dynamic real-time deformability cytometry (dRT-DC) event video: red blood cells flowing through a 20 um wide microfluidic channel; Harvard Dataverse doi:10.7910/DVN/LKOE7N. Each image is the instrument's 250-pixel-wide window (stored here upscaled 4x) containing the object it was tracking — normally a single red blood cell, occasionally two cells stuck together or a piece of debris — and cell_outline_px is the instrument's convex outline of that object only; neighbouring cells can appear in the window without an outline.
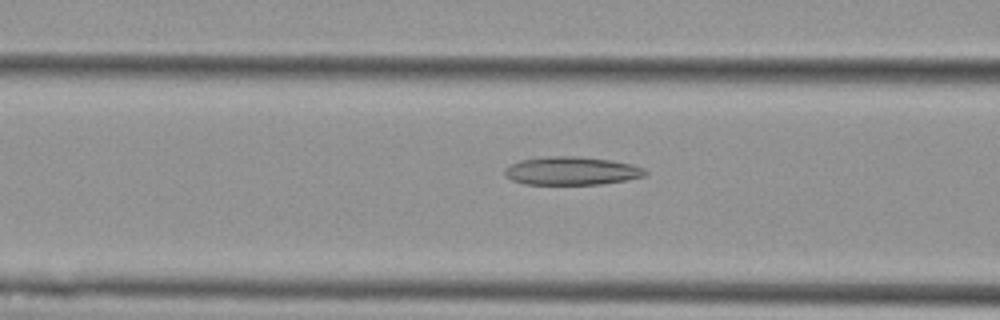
{"species": "Egyptian fruit bat (a non-hibernating species)", "species_latin": "Rousettus aegyptiacus", "temperature_condition": "cold", "stored_images_in_passage": 53, "camera_frame_rate_fps": 3000, "um_per_image_px": 0.085, "animal": {"sex": "female"}, "frame": {"image": 1, "passage_image": 21, "time_ms": 6.667, "image_size_px": [1000, 320], "cell_outline_px": [[648, 172], [644, 176], [624, 180], [600, 184], [524, 184], [512, 180], [504, 176], [504, 168], [520, 160], [544, 156], [580, 156], [612, 160], [632, 164], [644, 168]], "centroid_in_image_um": [48.56, 14.51], "position_along_channel_um": 118.0, "area_um2": 23.24}}
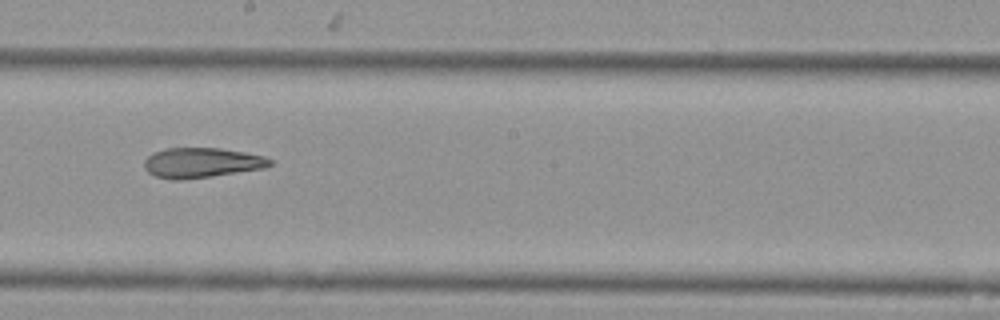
{"frame": {"image": 2, "passage_image": 30, "time_ms": 9.667, "image_size_px": [1000, 320], "cell_outline_px": [[272, 164], [264, 168], [212, 176], [180, 180], [176, 180], [156, 176], [148, 172], [144, 168], [144, 160], [152, 152], [168, 148], [220, 148], [244, 152], [264, 156], [272, 160]], "centroid_in_image_um": [17.12, 13.83], "position_along_channel_um": 231.1, "area_um2": 21.91}}
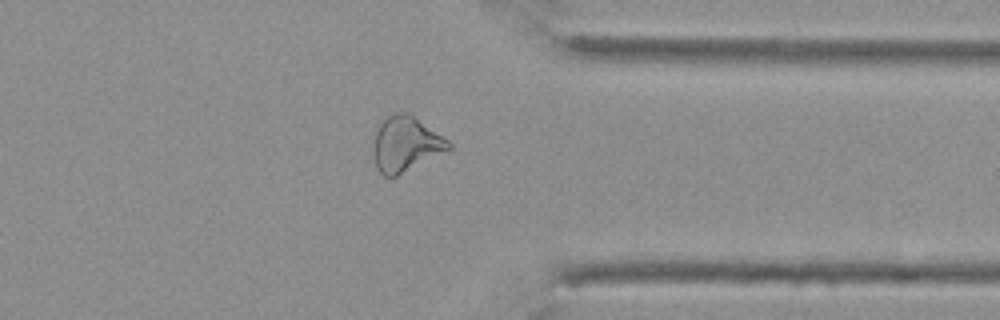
{"frame": {"image": 3, "passage_image": 42, "time_ms": 13.667, "image_size_px": [1000, 320], "cell_outline_px": [[452, 148], [448, 152], [396, 176], [384, 176], [376, 168], [372, 148], [372, 140], [376, 128], [380, 120], [392, 112], [404, 112], [412, 116], [444, 136], [452, 144]], "centroid_in_image_um": [34.46, 12.24], "position_along_channel_um": 376.9, "area_um2": 24.68}, "authors_computed_cell_mechanics": {"area_um2": 26.0678, "velocity_mm_per_s": 3.7684, "shape_relaxation_time_tau1_ms": null, "shape_relaxation_time_tau2_ms": 5.3007, "deformation_change_tau1": null, "deformation_change_tau2": 0.1538}}